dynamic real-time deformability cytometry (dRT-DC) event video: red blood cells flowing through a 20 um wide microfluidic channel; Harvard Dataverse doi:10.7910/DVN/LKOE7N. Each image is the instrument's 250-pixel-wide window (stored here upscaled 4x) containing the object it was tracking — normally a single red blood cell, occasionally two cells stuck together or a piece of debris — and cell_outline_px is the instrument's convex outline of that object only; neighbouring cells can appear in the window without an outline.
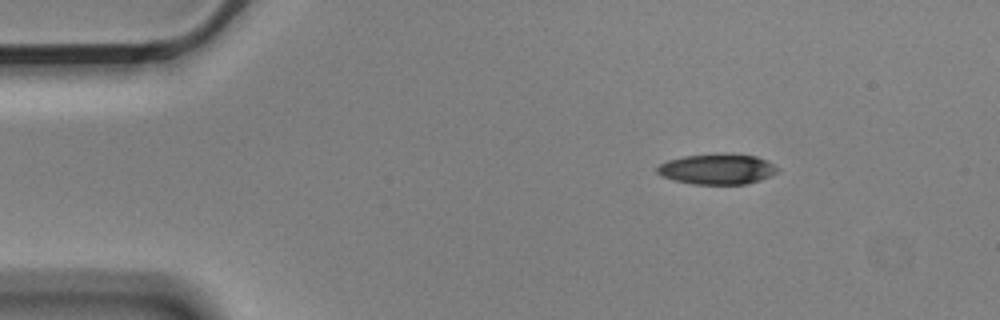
{"species": "Egyptian fruit bat (a non-hibernating species)", "species_latin": "Rousettus aegyptiacus", "temperature_condition": "cold", "stored_images_in_passage": 6, "camera_frame_rate_fps": 3000, "um_per_image_px": 0.085, "animal": {"sex": "male"}, "frame": {"image": 1, "passage_image": 2, "time_ms": 0.333, "image_size_px": [1000, 320], "cell_outline_px": [[776, 172], [760, 180], [744, 184], [692, 184], [672, 180], [656, 172], [656, 168], [660, 164], [668, 160], [684, 156], [756, 156], [772, 164], [776, 168]], "centroid_in_image_um": [60.89, 14.42], "position_along_channel_um": 24.1, "area_um2": 20.29}}
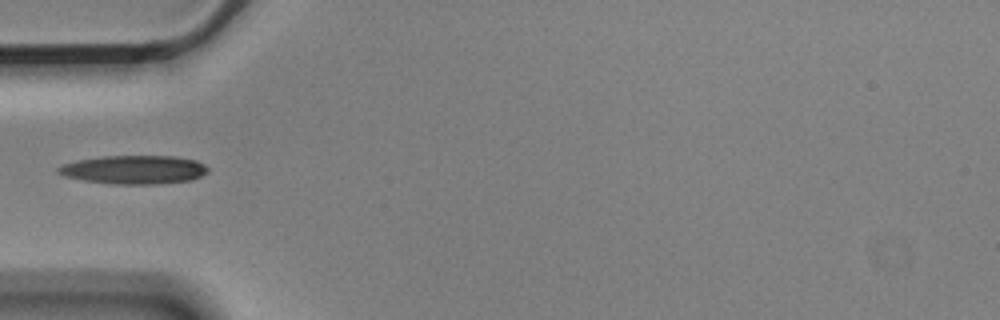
{"frame": {"image": 2, "passage_image": 5, "time_ms": 1.333, "image_size_px": [1000, 320], "cell_outline_px": [[208, 172], [192, 180], [156, 184], [112, 184], [84, 180], [64, 176], [56, 172], [56, 168], [64, 164], [76, 160], [104, 156], [172, 156], [196, 160], [204, 164], [208, 168]], "centroid_in_image_um": [11.38, 14.42], "position_along_channel_um": 73.6, "area_um2": 24.97}}